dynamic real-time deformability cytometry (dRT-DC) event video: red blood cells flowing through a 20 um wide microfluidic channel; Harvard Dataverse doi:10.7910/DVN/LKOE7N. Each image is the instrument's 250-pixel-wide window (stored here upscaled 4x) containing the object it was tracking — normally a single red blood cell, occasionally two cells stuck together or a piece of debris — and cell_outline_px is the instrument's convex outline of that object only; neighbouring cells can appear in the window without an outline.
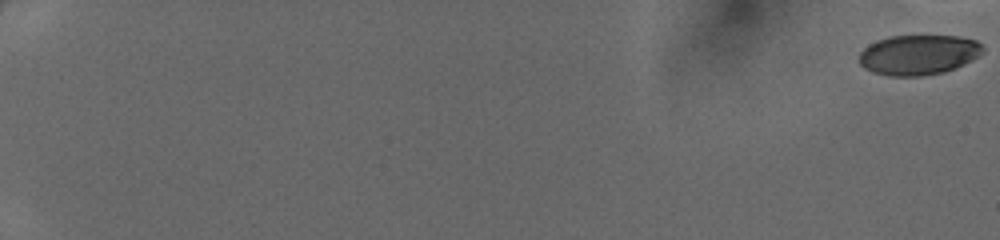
{"species": "human", "species_latin": "Homo sapiens", "temperature_condition": "cold", "stored_images_in_passage": 44, "camera_frame_rate_fps": 3000, "um_per_image_px": 0.085, "donor": {"sex": "female"}, "frame": {"image": 1, "passage_image": 1, "time_ms": 0.0, "image_size_px": [1000, 240], "cell_outline_px": [[984, 52], [972, 60], [956, 68], [944, 72], [920, 76], [888, 76], [872, 72], [864, 68], [860, 64], [860, 52], [868, 44], [876, 40], [888, 36], [956, 36], [976, 40], [984, 48]], "centroid_in_image_um": [78.06, 4.66], "position_along_channel_um": 6.9, "area_um2": 29.02}}
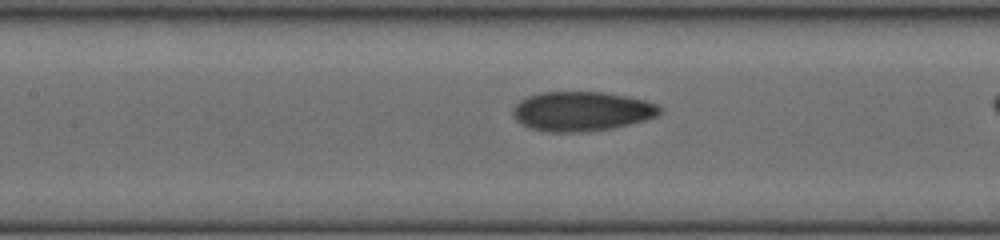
{"frame": {"image": 2, "passage_image": 28, "time_ms": 9.0, "image_size_px": [1000, 240], "cell_outline_px": [[660, 112], [656, 116], [644, 120], [612, 128], [588, 132], [544, 132], [528, 128], [520, 124], [512, 116], [512, 108], [520, 100], [528, 96], [544, 92], [604, 92], [644, 100], [656, 104], [660, 108]], "centroid_in_image_um": [49.37, 9.47], "position_along_channel_um": 158.0, "area_um2": 33.87}}
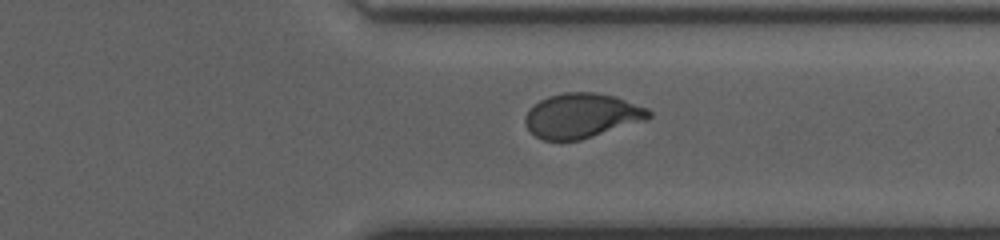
{"frame": {"image": 3, "passage_image": 42, "time_ms": 13.667, "image_size_px": [1000, 240], "cell_outline_px": [[652, 116], [648, 120], [580, 140], [544, 140], [536, 136], [524, 124], [524, 116], [540, 100], [548, 96], [564, 92], [596, 92], [616, 96], [648, 108], [652, 112]], "centroid_in_image_um": [49.5, 9.82], "position_along_channel_um": 361.9, "area_um2": 32.31}}